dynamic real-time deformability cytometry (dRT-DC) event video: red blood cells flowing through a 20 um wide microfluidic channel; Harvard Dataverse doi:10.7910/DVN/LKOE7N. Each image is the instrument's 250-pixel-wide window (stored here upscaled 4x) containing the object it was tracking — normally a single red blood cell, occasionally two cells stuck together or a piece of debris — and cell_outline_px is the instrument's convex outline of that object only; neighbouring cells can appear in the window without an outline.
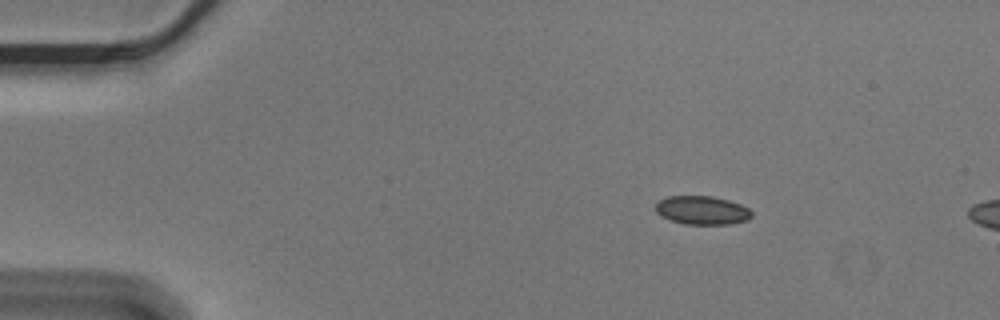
{"species": "Egyptian fruit bat (a non-hibernating species)", "species_latin": "Rousettus aegyptiacus", "temperature_condition": "cold", "stored_images_in_passage": 6, "camera_frame_rate_fps": 3000, "um_per_image_px": 0.085, "animal": {"sex": "male"}, "frame": {"image": 1, "passage_image": 1, "time_ms": 0.0, "image_size_px": [1000, 320], "cell_outline_px": [[752, 216], [748, 220], [728, 224], [684, 224], [660, 216], [656, 212], [656, 204], [660, 200], [668, 196], [712, 196], [728, 200], [740, 204], [748, 208], [752, 212]], "centroid_in_image_um": [59.68, 17.87], "position_along_channel_um": 25.3, "area_um2": 15.95}}